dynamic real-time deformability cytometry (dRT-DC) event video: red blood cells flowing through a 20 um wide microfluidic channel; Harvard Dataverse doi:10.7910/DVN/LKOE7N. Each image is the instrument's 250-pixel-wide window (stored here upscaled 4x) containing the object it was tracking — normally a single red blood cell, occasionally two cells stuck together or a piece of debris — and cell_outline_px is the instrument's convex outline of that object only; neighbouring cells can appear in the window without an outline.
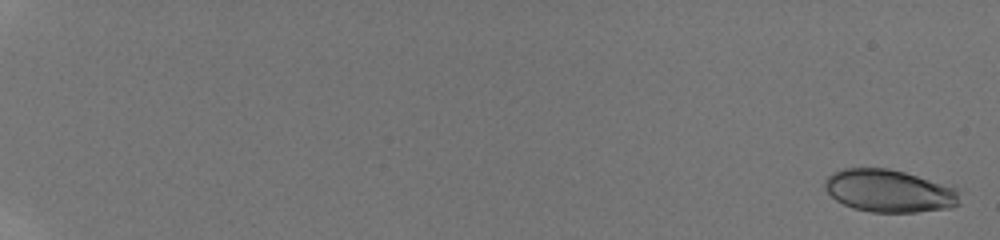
{"species": "human", "species_latin": "Homo sapiens", "temperature_condition": "room temperature", "stored_images_in_passage": 18, "camera_frame_rate_fps": 3000, "um_per_image_px": 0.085, "donor": {"sex": "male"}, "frame": {"image": 1, "passage_image": 1, "time_ms": 0.0, "image_size_px": [1000, 240], "cell_outline_px": [[964, 188], [960, 204], [952, 208], [916, 212], [872, 212], [852, 208], [836, 200], [824, 188], [824, 180], [832, 172], [844, 168], [888, 168], [952, 184]], "centroid_in_image_um": [75.71, 16.22], "position_along_channel_um": 9.3, "area_um2": 34.51}}
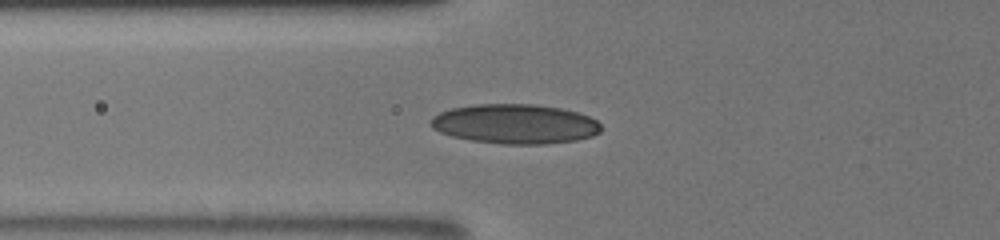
{"frame": {"image": 2, "passage_image": 16, "time_ms": 8.0, "image_size_px": [1000, 240], "cell_outline_px": [[600, 132], [592, 136], [576, 140], [548, 144], [500, 144], [472, 140], [452, 136], [440, 132], [432, 128], [428, 124], [428, 120], [432, 116], [440, 112], [452, 108], [472, 104], [536, 104], [560, 108], [576, 112], [588, 116], [596, 120], [600, 124]], "centroid_in_image_um": [43.74, 10.53], "position_along_channel_um": 82.1, "area_um2": 39.54}}
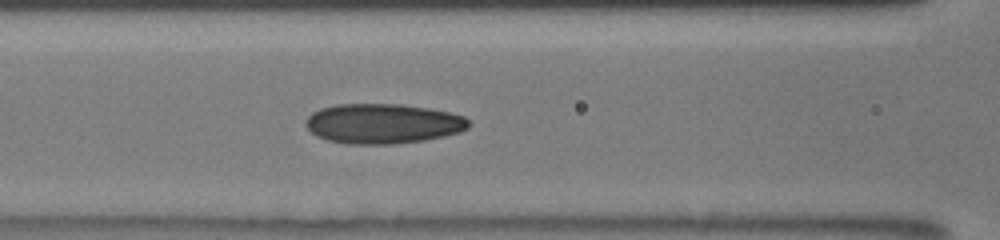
{"frame": {"image": 3, "passage_image": 18, "time_ms": 9.333, "image_size_px": [1000, 240], "cell_outline_px": [[472, 124], [468, 128], [460, 132], [444, 136], [424, 140], [396, 144], [348, 144], [328, 140], [316, 136], [304, 124], [308, 116], [312, 112], [320, 108], [336, 104], [400, 104], [428, 108], [448, 112], [464, 116]], "centroid_in_image_um": [32.55, 10.51], "position_along_channel_um": 134.1, "area_um2": 38.09}}